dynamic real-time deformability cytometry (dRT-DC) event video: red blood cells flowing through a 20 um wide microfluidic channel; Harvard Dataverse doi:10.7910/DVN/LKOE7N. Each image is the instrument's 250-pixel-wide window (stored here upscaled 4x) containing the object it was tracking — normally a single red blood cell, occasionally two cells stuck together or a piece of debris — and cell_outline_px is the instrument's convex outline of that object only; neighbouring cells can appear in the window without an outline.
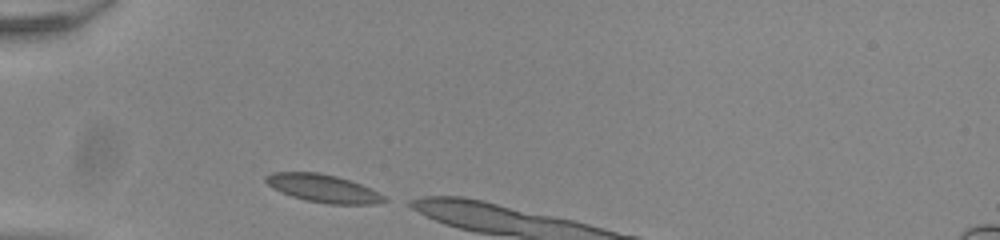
{"species": "common noctule bat (a hibernating species)", "species_latin": "Nyctalus noctula", "temperature_condition": "room temperature", "stored_images_in_passage": 6, "camera_frame_rate_fps": 3000, "um_per_image_px": 0.085, "animal": {"sex": "male", "body_mass_g": 20.0, "forearm_length_mm": 53.3}, "frame": {"image": 1, "passage_image": 1, "time_ms": 0.0, "image_size_px": [1000, 240], "cell_outline_px": [[388, 200], [372, 204], [328, 204], [304, 200], [280, 192], [272, 188], [264, 180], [264, 176], [272, 172], [320, 172], [336, 176], [360, 184], [384, 196]], "centroid_in_image_um": [27.4, 16.0], "position_along_channel_um": 57.6, "area_um2": 19.13}}